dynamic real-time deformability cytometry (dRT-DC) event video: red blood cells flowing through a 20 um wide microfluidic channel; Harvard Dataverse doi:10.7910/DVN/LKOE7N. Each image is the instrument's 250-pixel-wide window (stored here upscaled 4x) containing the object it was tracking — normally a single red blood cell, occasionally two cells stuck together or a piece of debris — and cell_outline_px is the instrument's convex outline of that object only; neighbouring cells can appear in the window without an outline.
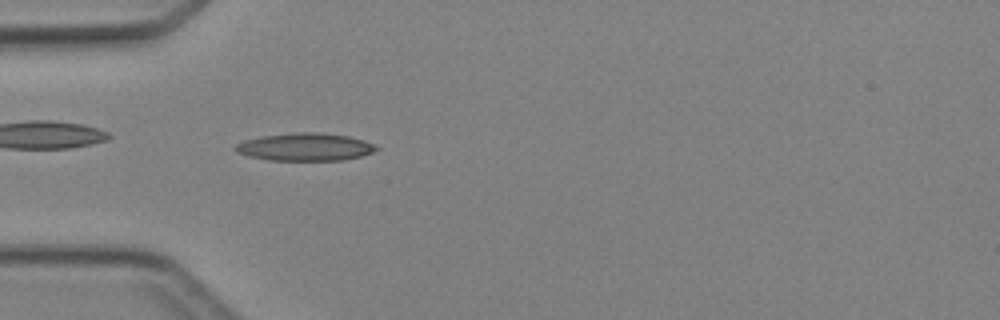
{"species": "Egyptian fruit bat (a non-hibernating species)", "species_latin": "Rousettus aegyptiacus", "temperature_condition": "cold", "stored_images_in_passage": 5, "camera_frame_rate_fps": 3000, "um_per_image_px": 0.085, "animal": {"sex": "female"}, "frame": {"image": 1, "passage_image": 5, "time_ms": 4.667, "image_size_px": [1000, 320], "cell_outline_px": [[380, 148], [372, 152], [360, 156], [344, 160], [268, 160], [248, 156], [236, 152], [232, 148], [236, 144], [244, 140], [260, 136], [300, 132], [316, 132], [348, 136], [364, 140]], "centroid_in_image_um": [25.89, 12.49], "position_along_channel_um": 59.1, "area_um2": 22.72}}